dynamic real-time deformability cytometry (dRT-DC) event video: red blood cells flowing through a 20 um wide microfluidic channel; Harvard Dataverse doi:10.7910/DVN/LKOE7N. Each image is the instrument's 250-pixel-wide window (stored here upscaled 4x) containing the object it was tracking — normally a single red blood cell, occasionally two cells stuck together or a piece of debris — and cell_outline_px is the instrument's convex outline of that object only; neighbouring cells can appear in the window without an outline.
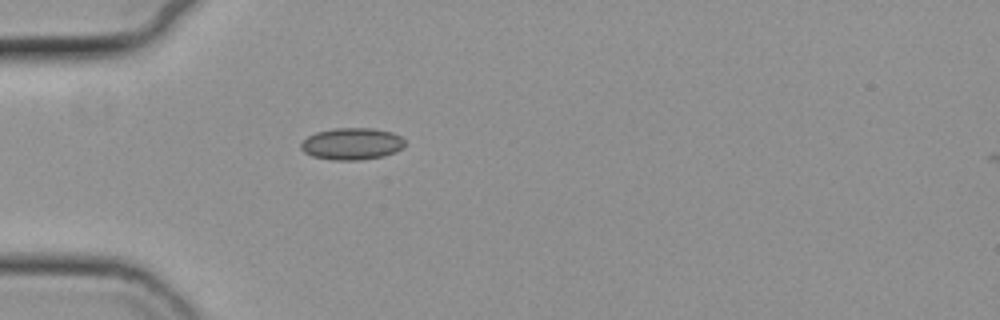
{"species": "common noctule bat (a hibernating species)", "species_latin": "Nyctalus noctula", "temperature_condition": "cold", "stored_images_in_passage": 17, "camera_frame_rate_fps": 3000, "um_per_image_px": 0.085, "animal": {"sex": "female", "body_mass_g": 19.3, "forearm_length_mm": 54.1}, "frame": {"image": 1, "passage_image": 1, "time_ms": 0.0, "image_size_px": [1000, 320], "cell_outline_px": [[404, 148], [396, 152], [384, 156], [360, 160], [332, 160], [312, 156], [304, 152], [300, 148], [300, 144], [308, 136], [316, 132], [336, 128], [372, 128], [392, 132], [400, 136], [404, 140]], "centroid_in_image_um": [29.92, 12.23], "position_along_channel_um": 55.1, "area_um2": 19.42}}
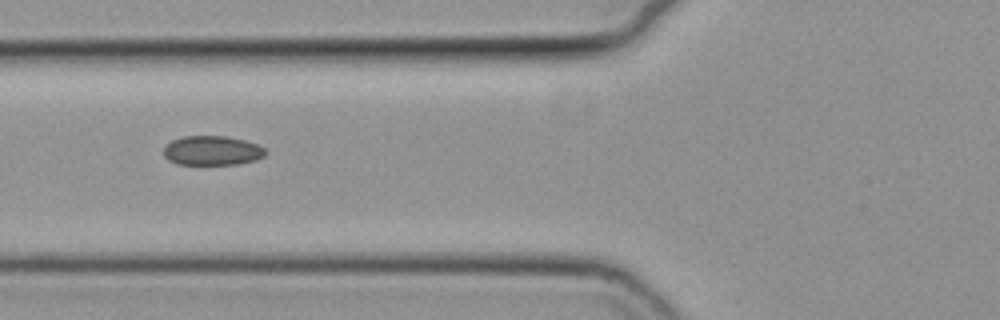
{"frame": {"image": 2, "passage_image": 6, "time_ms": 1.667, "image_size_px": [1000, 320], "cell_outline_px": [[264, 156], [256, 160], [240, 164], [176, 164], [168, 160], [164, 156], [164, 148], [172, 140], [184, 136], [224, 136], [244, 140], [256, 144], [264, 148]], "centroid_in_image_um": [18.02, 12.8], "position_along_channel_um": 107.8, "area_um2": 17.34}}